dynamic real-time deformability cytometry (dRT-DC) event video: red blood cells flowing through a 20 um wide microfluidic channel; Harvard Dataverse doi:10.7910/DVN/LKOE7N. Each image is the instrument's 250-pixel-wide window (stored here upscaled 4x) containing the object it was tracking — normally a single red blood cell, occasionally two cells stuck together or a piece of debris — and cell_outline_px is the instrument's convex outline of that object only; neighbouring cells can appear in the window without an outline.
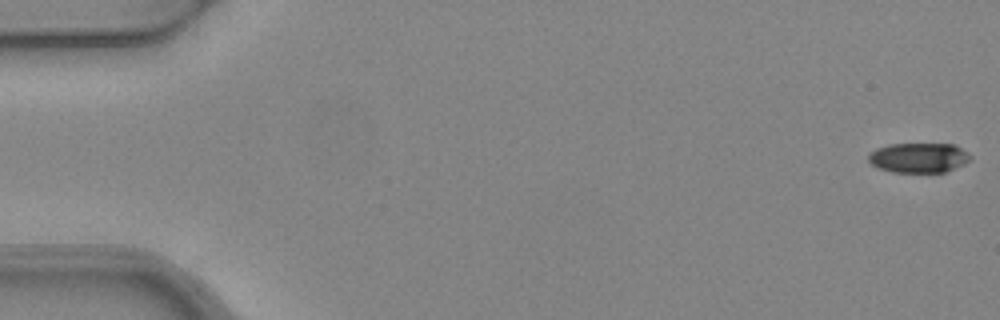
{"species": "common noctule bat (a hibernating species)", "species_latin": "Nyctalus noctula", "temperature_condition": "warm", "stored_images_in_passage": 6, "camera_frame_rate_fps": 3000, "um_per_image_px": 0.085, "animal": {"sex": "female", "body_mass_g": 24.6, "forearm_length_mm": 56.2}, "frame": {"image": 1, "passage_image": 1, "time_ms": 0.0, "image_size_px": [1000, 320], "cell_outline_px": [[972, 160], [964, 164], [944, 172], [892, 172], [880, 168], [872, 164], [868, 160], [868, 152], [876, 148], [888, 144], [952, 144], [968, 152], [972, 156]], "centroid_in_image_um": [78.09, 13.4], "position_along_channel_um": 6.9, "area_um2": 17.8}}